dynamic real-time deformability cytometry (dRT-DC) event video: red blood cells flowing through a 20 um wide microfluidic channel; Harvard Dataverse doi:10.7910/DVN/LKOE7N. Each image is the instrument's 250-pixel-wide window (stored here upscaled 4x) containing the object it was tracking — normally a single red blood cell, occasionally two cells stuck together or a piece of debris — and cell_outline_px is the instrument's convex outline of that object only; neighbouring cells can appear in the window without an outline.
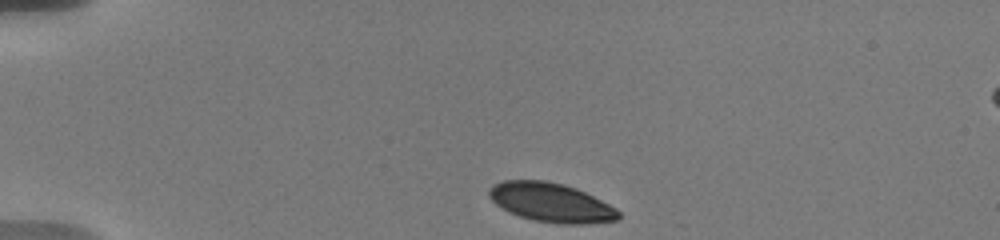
{"species": "human", "species_latin": "Homo sapiens", "temperature_condition": "warm", "stored_images_in_passage": 10, "camera_frame_rate_fps": 3000, "um_per_image_px": 0.085, "donor": {"sex": "male"}, "frame": {"image": 1, "passage_image": 1, "time_ms": 0.0, "image_size_px": [1000, 240], "cell_outline_px": [[620, 216], [616, 220], [588, 224], [560, 224], [532, 220], [508, 212], [496, 204], [488, 196], [488, 188], [492, 184], [504, 180], [548, 180], [564, 184], [576, 188], [616, 208], [620, 212]], "centroid_in_image_um": [46.8, 17.21], "position_along_channel_um": 38.2, "area_um2": 29.65}}
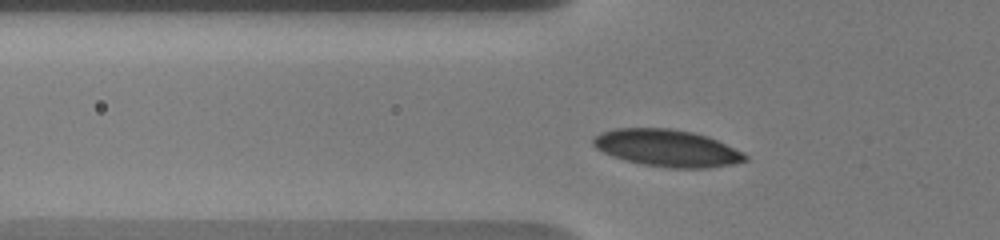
{"frame": {"image": 2, "passage_image": 7, "time_ms": 2.333, "image_size_px": [1000, 240], "cell_outline_px": [[748, 160], [732, 164], [708, 168], [668, 168], [644, 164], [612, 156], [596, 148], [592, 144], [592, 140], [600, 132], [616, 128], [672, 128], [692, 132], [708, 136], [744, 152], [748, 156]], "centroid_in_image_um": [56.73, 12.58], "position_along_channel_um": 69.1, "area_um2": 32.77}}
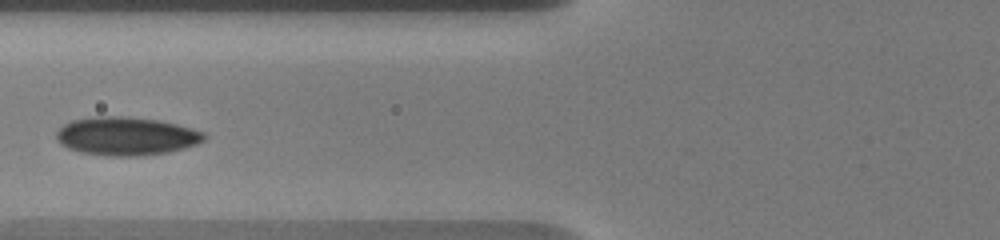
{"frame": {"image": 3, "passage_image": 9, "time_ms": 3.667, "image_size_px": [1000, 240], "cell_outline_px": [[208, 136], [204, 140], [196, 144], [184, 148], [168, 152], [136, 156], [108, 156], [80, 152], [68, 148], [60, 144], [56, 136], [56, 132], [64, 124], [72, 120], [96, 116], [128, 116], [160, 120], [192, 128], [204, 132]], "centroid_in_image_um": [10.74, 11.56], "position_along_channel_um": 115.1, "area_um2": 33.18}}